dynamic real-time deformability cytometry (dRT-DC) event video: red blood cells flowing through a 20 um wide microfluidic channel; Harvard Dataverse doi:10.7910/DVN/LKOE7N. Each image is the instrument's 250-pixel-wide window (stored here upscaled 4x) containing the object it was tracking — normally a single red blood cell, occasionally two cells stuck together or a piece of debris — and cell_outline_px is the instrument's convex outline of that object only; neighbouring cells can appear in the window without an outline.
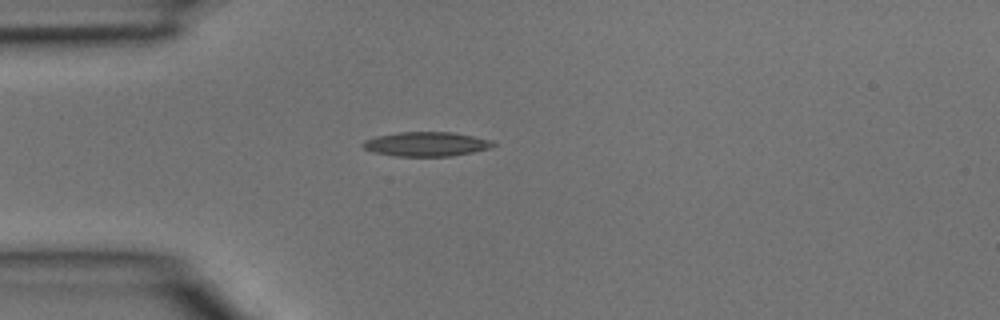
{"species": "common noctule bat (a hibernating species)", "species_latin": "Nyctalus noctula", "temperature_condition": "room temperature", "stored_images_in_passage": 3, "camera_frame_rate_fps": 3000, "um_per_image_px": 0.085, "animal": {"sex": "male", "body_mass_g": 15.6}, "frame": {"image": 1, "passage_image": 3, "time_ms": 0.667, "image_size_px": [1000, 320], "cell_outline_px": [[500, 144], [488, 148], [472, 152], [452, 156], [396, 156], [376, 152], [364, 148], [360, 144], [364, 140], [376, 136], [400, 132], [452, 132], [492, 140]], "centroid_in_image_um": [36.26, 12.24], "position_along_channel_um": 48.7, "area_um2": 18.44}}